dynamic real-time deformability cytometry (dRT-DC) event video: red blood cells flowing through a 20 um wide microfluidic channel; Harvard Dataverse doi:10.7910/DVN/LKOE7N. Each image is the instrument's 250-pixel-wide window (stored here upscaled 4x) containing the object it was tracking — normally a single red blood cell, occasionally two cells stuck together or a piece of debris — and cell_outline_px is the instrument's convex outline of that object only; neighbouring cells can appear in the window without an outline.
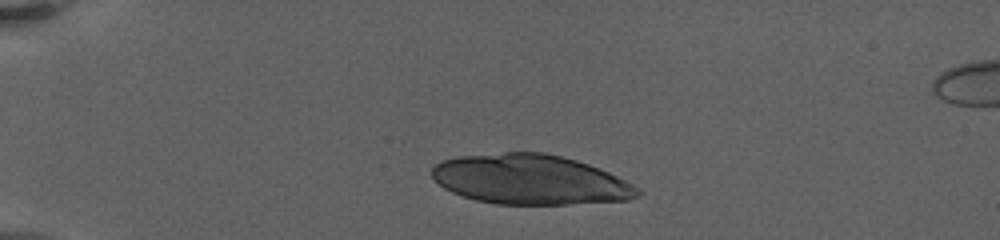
{"species": "human", "species_latin": "Homo sapiens", "temperature_condition": "warm", "stored_images_in_passage": 8, "camera_frame_rate_fps": 3000, "um_per_image_px": 0.085, "donor": {"sex": "female"}, "frame": {"image": 1, "passage_image": 3, "time_ms": 1.333, "image_size_px": [1000, 240], "cell_outline_px": [[640, 196], [628, 200], [568, 204], [496, 204], [476, 200], [452, 192], [444, 188], [432, 176], [432, 168], [436, 164], [444, 160], [456, 156], [504, 152], [544, 152], [576, 160], [588, 164], [608, 172], [640, 188]], "centroid_in_image_um": [45.07, 15.26], "position_along_channel_um": 39.9, "area_um2": 59.59}}